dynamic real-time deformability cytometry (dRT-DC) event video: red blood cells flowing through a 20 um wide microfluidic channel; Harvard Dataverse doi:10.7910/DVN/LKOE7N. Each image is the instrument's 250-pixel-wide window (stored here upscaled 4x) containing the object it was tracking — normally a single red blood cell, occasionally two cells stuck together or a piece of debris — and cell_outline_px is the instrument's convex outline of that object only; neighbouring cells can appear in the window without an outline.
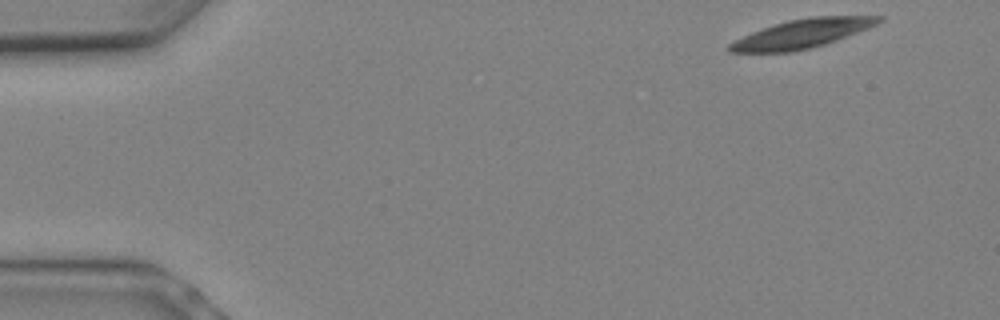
{"species": "Egyptian fruit bat (a non-hibernating species)", "species_latin": "Rousettus aegyptiacus", "temperature_condition": "warm", "stored_images_in_passage": 7, "camera_frame_rate_fps": 3000, "um_per_image_px": 0.085, "animal": {"sex": "female"}, "frame": {"image": 1, "passage_image": 1, "time_ms": 0.0, "image_size_px": [1000, 320], "cell_outline_px": [[884, 20], [868, 28], [836, 40], [824, 44], [792, 52], [728, 52], [724, 48], [728, 44], [752, 32], [772, 24], [788, 20], [812, 16], [884, 16]], "centroid_in_image_um": [68.14, 2.85], "position_along_channel_um": 16.9, "area_um2": 24.91}}
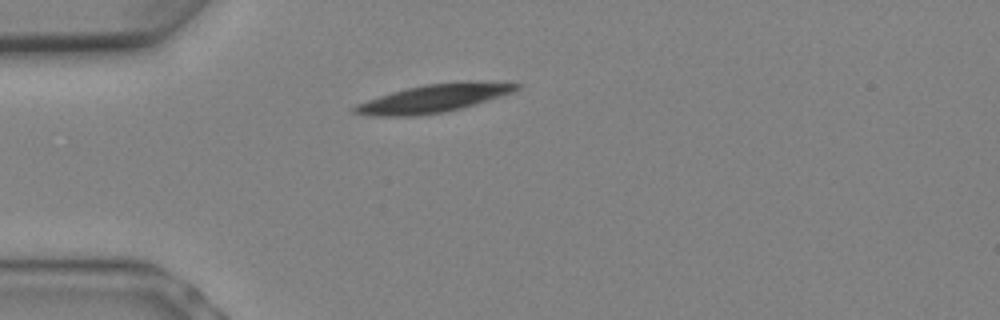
{"frame": {"image": 2, "passage_image": 5, "time_ms": 1.333, "image_size_px": [1000, 320], "cell_outline_px": [[524, 84], [520, 88], [504, 96], [476, 104], [444, 112], [416, 116], [380, 116], [352, 112], [352, 108], [356, 104], [392, 92], [424, 84]], "centroid_in_image_um": [36.77, 8.42], "position_along_channel_um": 48.2, "area_um2": 25.03}}
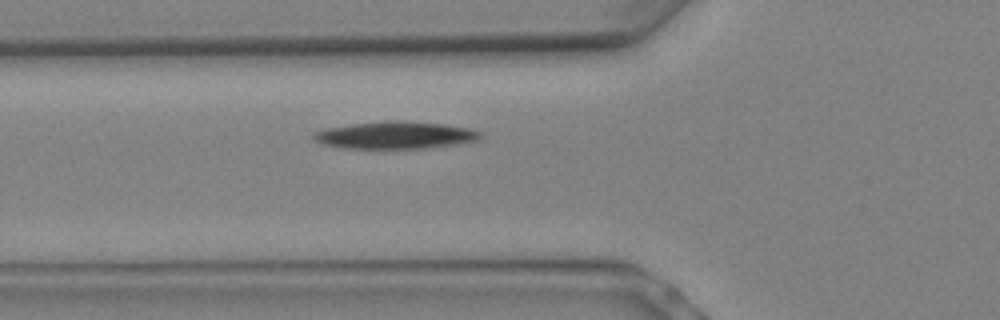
{"frame": {"image": 3, "passage_image": 7, "time_ms": 2.0, "image_size_px": [1000, 320], "cell_outline_px": [[484, 136], [480, 140], [460, 144], [424, 148], [340, 148], [320, 144], [312, 136], [312, 132], [328, 128], [352, 124], [384, 120], [444, 124], [472, 128], [484, 132]], "centroid_in_image_um": [33.66, 11.49], "position_along_channel_um": 92.1, "area_um2": 26.76}}